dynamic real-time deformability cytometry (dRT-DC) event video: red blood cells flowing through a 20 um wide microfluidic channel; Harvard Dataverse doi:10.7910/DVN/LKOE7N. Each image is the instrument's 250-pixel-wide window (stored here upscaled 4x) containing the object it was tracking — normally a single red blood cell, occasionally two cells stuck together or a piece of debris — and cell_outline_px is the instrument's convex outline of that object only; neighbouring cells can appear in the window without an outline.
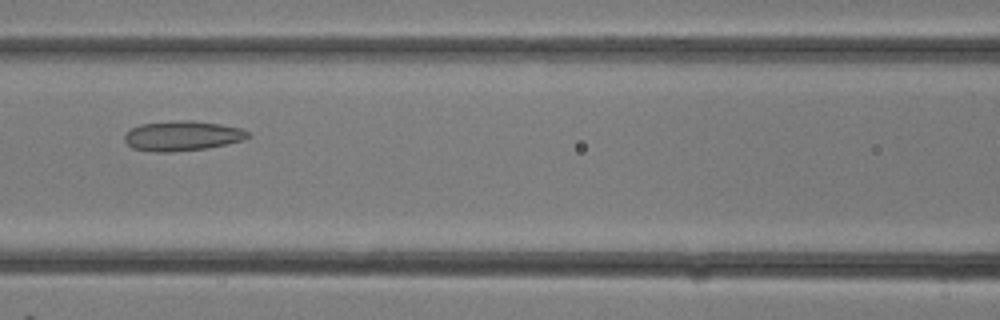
{"species": "common noctule bat (a hibernating species)", "species_latin": "Nyctalus noctula", "temperature_condition": "room temperature", "stored_images_in_passage": 13, "camera_frame_rate_fps": 3000, "um_per_image_px": 0.085, "animal": {"sex": "female"}, "frame": {"image": 1, "passage_image": 10, "time_ms": 3.0, "image_size_px": [1000, 320], "cell_outline_px": [[252, 136], [244, 140], [204, 148], [172, 152], [156, 152], [132, 148], [124, 140], [124, 132], [140, 124], [180, 120], [192, 120], [220, 124], [240, 128], [248, 132]], "centroid_in_image_um": [15.47, 11.54], "position_along_channel_um": 151.1, "area_um2": 21.44}}
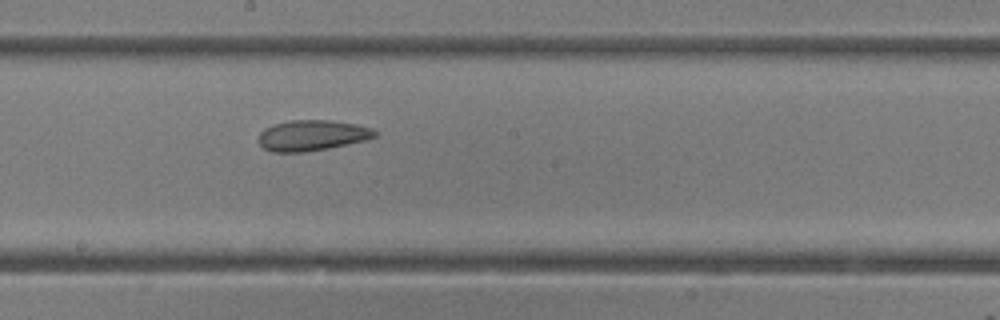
{"frame": {"image": 2, "passage_image": 13, "time_ms": 4.0, "image_size_px": [1000, 320], "cell_outline_px": [[376, 136], [364, 140], [348, 144], [328, 148], [304, 152], [272, 152], [264, 148], [256, 140], [260, 132], [264, 128], [272, 124], [288, 120], [328, 120], [356, 124], [372, 128], [376, 132]], "centroid_in_image_um": [26.46, 11.5], "position_along_channel_um": 221.7, "area_um2": 20.87}}